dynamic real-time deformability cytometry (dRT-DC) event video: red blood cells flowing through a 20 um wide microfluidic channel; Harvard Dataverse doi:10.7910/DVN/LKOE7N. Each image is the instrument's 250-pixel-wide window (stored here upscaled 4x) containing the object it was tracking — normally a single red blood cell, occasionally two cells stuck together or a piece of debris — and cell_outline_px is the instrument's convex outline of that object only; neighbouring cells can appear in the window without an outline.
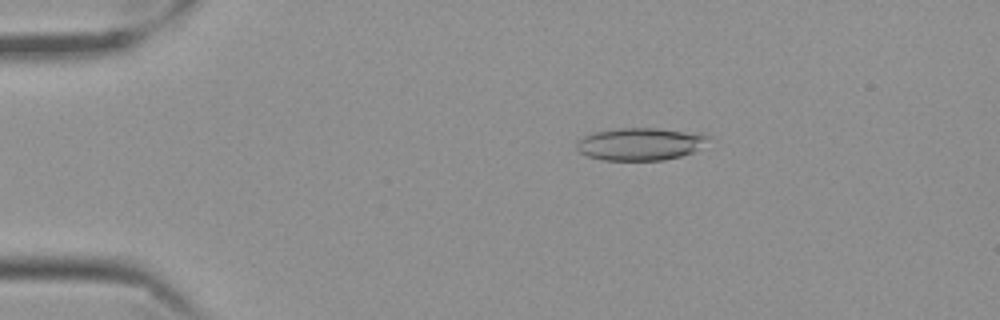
{"species": "Egyptian fruit bat (a non-hibernating species)", "species_latin": "Rousettus aegyptiacus", "temperature_condition": "cold", "stored_images_in_passage": 49, "camera_frame_rate_fps": 3000, "um_per_image_px": 0.085, "frame": {"image": 1, "passage_image": 3, "time_ms": 0.667, "image_size_px": [1000, 320], "cell_outline_px": [[708, 136], [692, 152], [680, 156], [664, 160], [604, 160], [588, 156], [580, 152], [576, 148], [576, 144], [584, 136], [592, 132], [620, 128], [656, 128], [700, 132]], "centroid_in_image_um": [54.36, 12.23], "position_along_channel_um": 30.6, "area_um2": 24.62}}
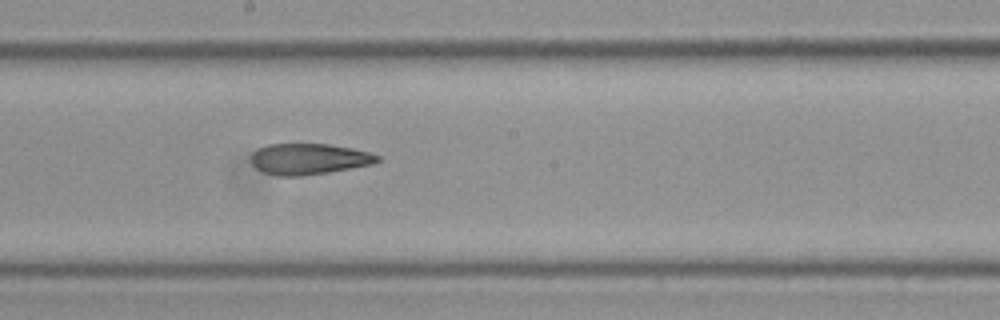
{"frame": {"image": 2, "passage_image": 24, "time_ms": 7.667, "image_size_px": [1000, 320], "cell_outline_px": [[380, 160], [372, 164], [328, 172], [300, 176], [276, 176], [264, 172], [256, 168], [252, 164], [252, 152], [268, 144], [328, 144], [352, 148], [368, 152], [380, 156]], "centroid_in_image_um": [26.24, 13.51], "position_along_channel_um": 222.0, "area_um2": 22.66}}
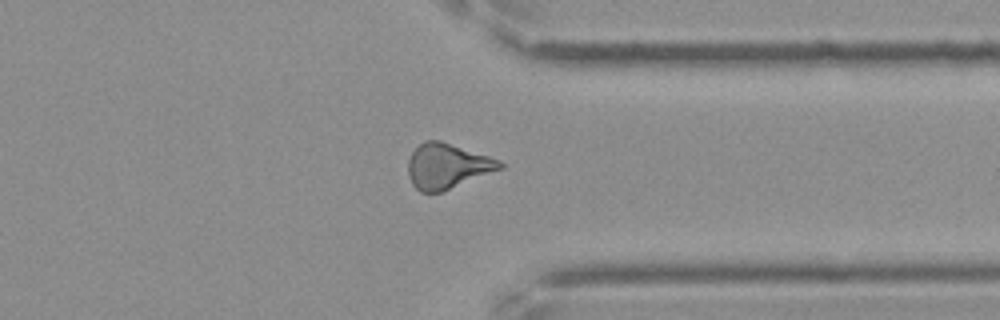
{"frame": {"image": 3, "passage_image": 37, "time_ms": 12.0, "image_size_px": [1000, 320], "cell_outline_px": [[504, 168], [440, 192], [420, 192], [412, 184], [408, 172], [408, 160], [412, 152], [424, 140], [440, 140], [500, 160], [504, 164]], "centroid_in_image_um": [38.01, 14.11], "position_along_channel_um": 373.4, "area_um2": 23.93}, "authors_computed_cell_mechanics": {"area_um2": 23.9292, "velocity_mm_per_s": 3.5367, "shape_relaxation_time_tau1_ms": null, "shape_relaxation_time_tau2_ms": 6.3976, "deformation_change_tau1": null, "deformation_change_tau2": 0.1797}}